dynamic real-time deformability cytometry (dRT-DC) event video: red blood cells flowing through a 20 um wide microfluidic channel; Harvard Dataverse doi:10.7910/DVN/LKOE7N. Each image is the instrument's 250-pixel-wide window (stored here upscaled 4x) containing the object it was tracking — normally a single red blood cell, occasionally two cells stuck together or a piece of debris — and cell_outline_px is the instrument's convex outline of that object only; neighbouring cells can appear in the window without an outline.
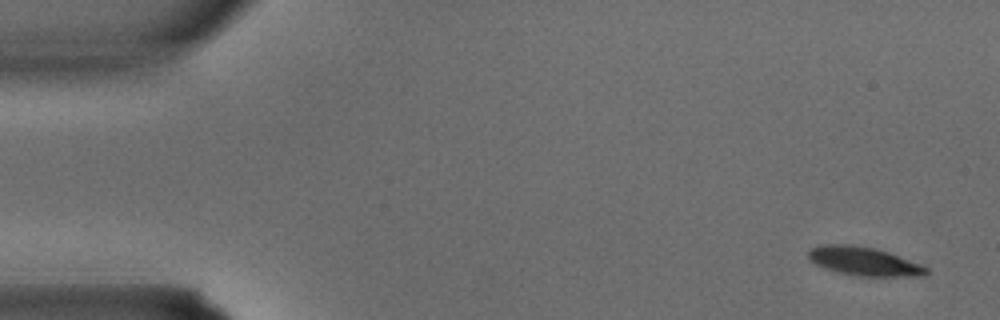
{"species": "common noctule bat (a hibernating species)", "species_latin": "Nyctalus noctula", "temperature_condition": "warm", "stored_images_in_passage": 3, "camera_frame_rate_fps": 3000, "um_per_image_px": 0.085, "animal": {"sex": "male", "body_mass_g": 15.6}, "frame": {"image": 1, "passage_image": 1, "time_ms": 0.0, "image_size_px": [1000, 320], "cell_outline_px": [[932, 272], [924, 276], [860, 276], [836, 272], [824, 268], [816, 264], [808, 256], [808, 248], [820, 244], [852, 244], [876, 248], [924, 264]], "centroid_in_image_um": [73.48, 22.2], "position_along_channel_um": 11.5, "area_um2": 20.11}}
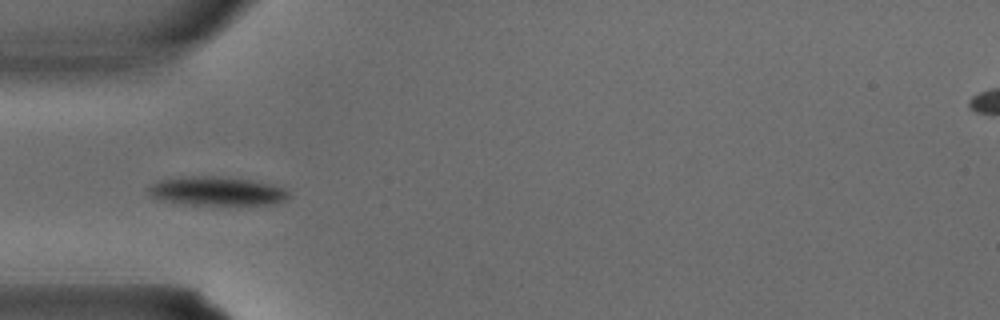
{"frame": {"image": 2, "passage_image": 3, "time_ms": 0.667, "image_size_px": [1000, 320], "cell_outline_px": [[292, 196], [284, 200], [268, 204], [236, 208], [176, 204], [160, 200], [152, 196], [148, 192], [148, 184], [160, 180], [184, 176], [216, 176], [252, 180], [272, 184], [284, 188]], "centroid_in_image_um": [18.42, 16.3], "position_along_channel_um": 66.6, "area_um2": 24.97}}